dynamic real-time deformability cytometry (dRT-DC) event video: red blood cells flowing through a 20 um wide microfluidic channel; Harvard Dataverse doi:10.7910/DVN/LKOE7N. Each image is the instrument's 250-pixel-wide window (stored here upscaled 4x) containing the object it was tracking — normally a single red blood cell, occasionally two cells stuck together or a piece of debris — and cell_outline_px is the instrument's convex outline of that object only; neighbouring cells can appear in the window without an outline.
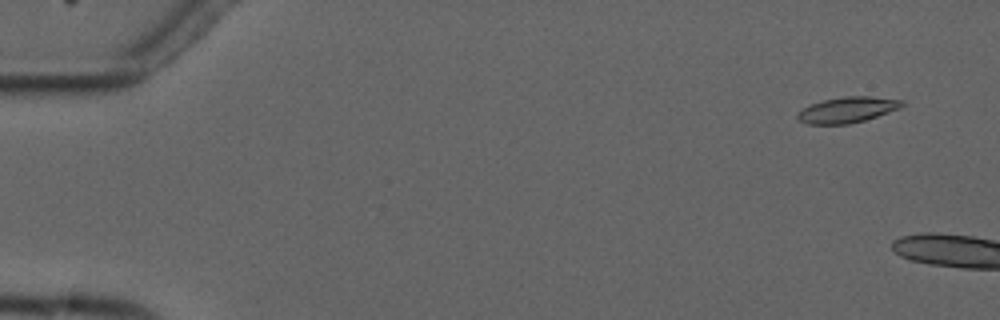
{"species": "common noctule bat (a hibernating species)", "species_latin": "Nyctalus noctula", "temperature_condition": "cold", "stored_images_in_passage": 2, "camera_frame_rate_fps": 3000, "um_per_image_px": 0.085, "animal": {"sex": "male", "forearm_length_mm": 52.5}, "frame": {"image": 1, "passage_image": 1, "time_ms": 0.0, "image_size_px": [1000, 320], "cell_outline_px": [[904, 104], [900, 108], [864, 120], [848, 124], [808, 124], [800, 120], [796, 116], [804, 108], [812, 104], [824, 100], [844, 96], [868, 96], [904, 100]], "centroid_in_image_um": [72.05, 9.33], "position_along_channel_um": 12.9, "area_um2": 15.37}}